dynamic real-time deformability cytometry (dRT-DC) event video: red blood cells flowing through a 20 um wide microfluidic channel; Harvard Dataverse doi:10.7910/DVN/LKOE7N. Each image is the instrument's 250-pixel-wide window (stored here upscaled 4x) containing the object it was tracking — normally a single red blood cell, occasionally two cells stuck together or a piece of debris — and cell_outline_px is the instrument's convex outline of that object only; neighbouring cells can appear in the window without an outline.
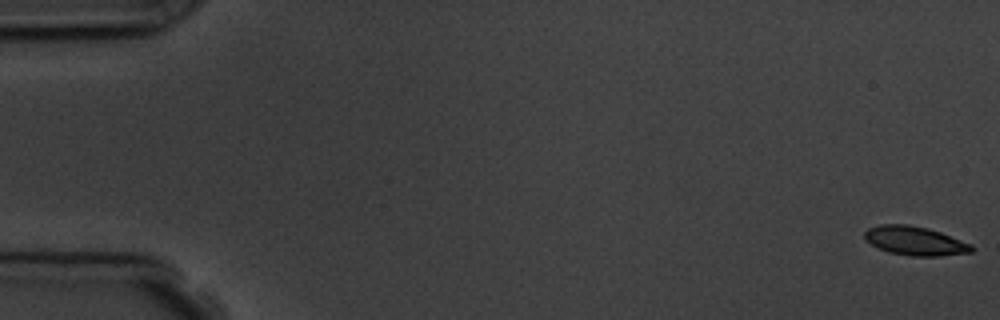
{"species": "common noctule bat (a hibernating species)", "species_latin": "Nyctalus noctula", "temperature_condition": "room temperature", "stored_images_in_passage": 6, "segment_of_instrument_passage": [1, 2], "camera_frame_rate_fps": 3000, "um_per_image_px": 0.085, "animal": {"sex": "male", "body_mass_g": 19.5, "forearm_length_mm": 54.6}, "frame": {"image": 1, "passage_image": 1, "time_ms": 0.0, "image_size_px": [1000, 320], "cell_outline_px": [[972, 252], [936, 256], [912, 256], [888, 252], [876, 248], [864, 236], [864, 232], [868, 228], [880, 224], [908, 224], [928, 228], [940, 232], [972, 244]], "centroid_in_image_um": [77.75, 20.46], "position_along_channel_um": 7.2, "area_um2": 17.98}}